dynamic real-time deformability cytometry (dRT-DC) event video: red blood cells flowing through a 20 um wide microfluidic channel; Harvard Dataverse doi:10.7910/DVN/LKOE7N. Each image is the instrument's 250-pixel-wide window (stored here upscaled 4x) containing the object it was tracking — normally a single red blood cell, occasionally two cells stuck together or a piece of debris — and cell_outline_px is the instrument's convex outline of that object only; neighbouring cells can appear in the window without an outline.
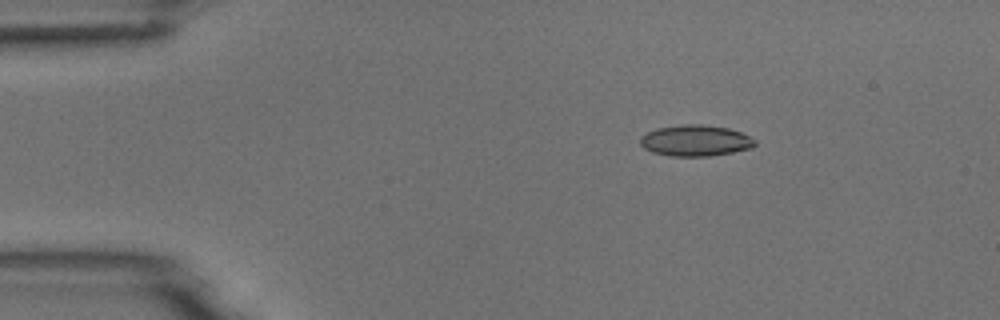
{"species": "common noctule bat (a hibernating species)", "species_latin": "Nyctalus noctula", "temperature_condition": "room temperature", "stored_images_in_passage": 4, "camera_frame_rate_fps": 3000, "um_per_image_px": 0.085, "animal": {"sex": "male", "body_mass_g": 18.8}, "frame": {"image": 1, "passage_image": 2, "time_ms": 0.333, "image_size_px": [1000, 320], "cell_outline_px": [[756, 144], [752, 148], [712, 156], [672, 156], [652, 152], [644, 148], [640, 144], [640, 136], [656, 128], [684, 124], [704, 124], [728, 128], [740, 132], [756, 140]], "centroid_in_image_um": [59.11, 11.95], "position_along_channel_um": 25.9, "area_um2": 20.87}}